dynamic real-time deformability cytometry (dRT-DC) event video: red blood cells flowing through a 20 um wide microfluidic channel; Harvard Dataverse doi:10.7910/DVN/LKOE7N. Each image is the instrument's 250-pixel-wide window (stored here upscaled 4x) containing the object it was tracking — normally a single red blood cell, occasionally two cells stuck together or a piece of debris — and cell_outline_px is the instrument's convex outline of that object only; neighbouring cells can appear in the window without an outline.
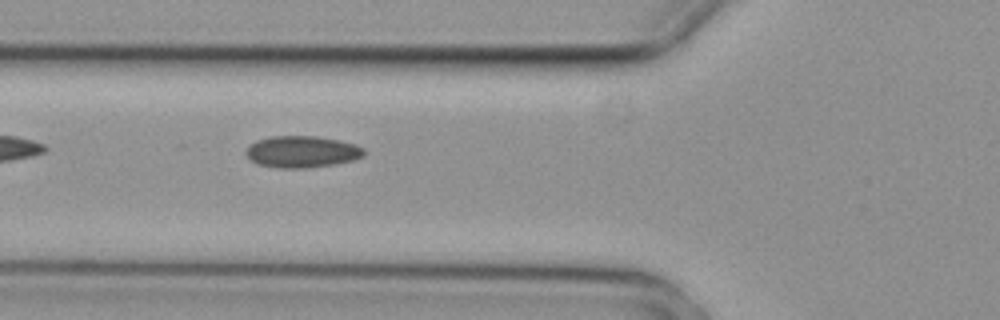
{"species": "common noctule bat (a hibernating species)", "species_latin": "Nyctalus noctula", "temperature_condition": "cold", "stored_images_in_passage": 6, "camera_frame_rate_fps": 3000, "um_per_image_px": 0.085, "animal": {"sex": "female", "body_mass_g": 29.2, "forearm_length_mm": 56.3}, "frame": {"image": 1, "passage_image": 6, "time_ms": 1.667, "image_size_px": [1000, 320], "cell_outline_px": [[364, 156], [352, 160], [332, 164], [304, 168], [276, 168], [256, 164], [244, 152], [256, 140], [268, 136], [316, 136], [340, 140], [356, 144], [364, 148]], "centroid_in_image_um": [25.66, 12.89], "position_along_channel_um": 100.1, "area_um2": 21.79}}